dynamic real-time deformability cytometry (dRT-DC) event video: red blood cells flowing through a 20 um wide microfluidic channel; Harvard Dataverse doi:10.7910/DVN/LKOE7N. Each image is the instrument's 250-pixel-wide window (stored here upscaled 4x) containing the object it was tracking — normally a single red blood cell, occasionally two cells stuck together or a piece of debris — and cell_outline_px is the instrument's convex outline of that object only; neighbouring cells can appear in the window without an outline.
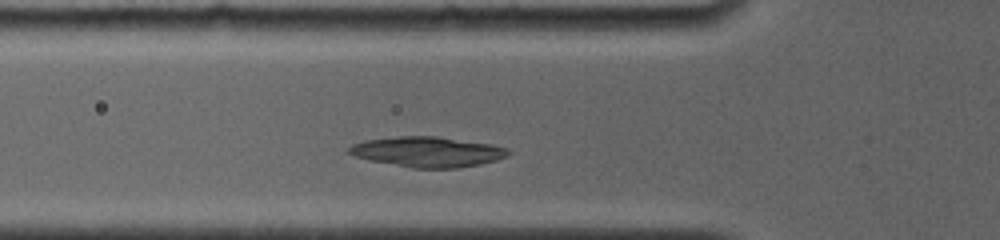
{"species": "common noctule bat (a hibernating species)", "species_latin": "Nyctalus noctula", "temperature_condition": "room temperature", "stored_images_in_passage": 7, "camera_frame_rate_fps": 4000, "um_per_image_px": 0.085, "animal": {"sex": "female", "body_mass_g": 19.0, "forearm_length_mm": 56.7}, "frame": {"image": 1, "passage_image": 4, "time_ms": 2.25, "image_size_px": [1000, 240], "cell_outline_px": [[512, 152], [508, 156], [496, 160], [480, 164], [456, 168], [412, 168], [368, 160], [356, 156], [348, 152], [348, 148], [352, 144], [364, 140], [396, 136], [436, 136], [492, 144], [508, 148]], "centroid_in_image_um": [36.35, 12.9], "position_along_channel_um": 89.4, "area_um2": 28.21}}
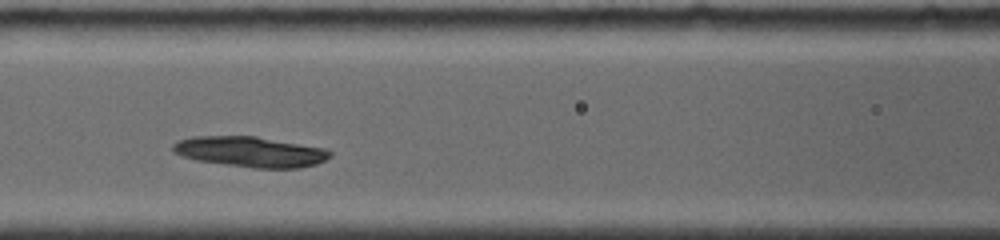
{"frame": {"image": 2, "passage_image": 6, "time_ms": 3.75, "image_size_px": [1000, 240], "cell_outline_px": [[332, 156], [316, 164], [300, 168], [252, 168], [196, 160], [172, 152], [172, 144], [180, 140], [192, 136], [256, 136], [328, 148], [332, 152]], "centroid_in_image_um": [21.32, 12.9], "position_along_channel_um": 145.3, "area_um2": 28.09}}